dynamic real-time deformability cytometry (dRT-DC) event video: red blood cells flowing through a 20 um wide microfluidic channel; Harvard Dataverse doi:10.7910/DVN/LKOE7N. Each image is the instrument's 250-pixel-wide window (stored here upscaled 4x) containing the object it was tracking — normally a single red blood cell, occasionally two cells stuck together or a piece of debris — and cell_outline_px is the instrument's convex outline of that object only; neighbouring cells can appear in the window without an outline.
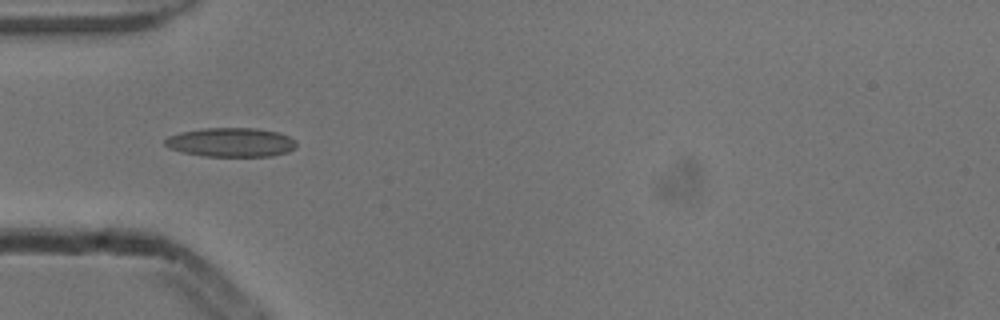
{"species": "common noctule bat (a hibernating species)", "species_latin": "Nyctalus noctula", "temperature_condition": "cold", "stored_images_in_passage": 6, "camera_frame_rate_fps": 3000, "um_per_image_px": 0.085, "animal": {"sex": "male", "body_mass_g": 13.3}, "frame": {"image": 1, "passage_image": 3, "time_ms": 0.667, "image_size_px": [1000, 320], "cell_outline_px": [[296, 148], [288, 152], [272, 156], [204, 156], [184, 152], [168, 148], [164, 144], [164, 140], [168, 136], [180, 132], [204, 128], [256, 128], [280, 132], [296, 140]], "centroid_in_image_um": [19.65, 12.09], "position_along_channel_um": 65.3, "area_um2": 22.43}}
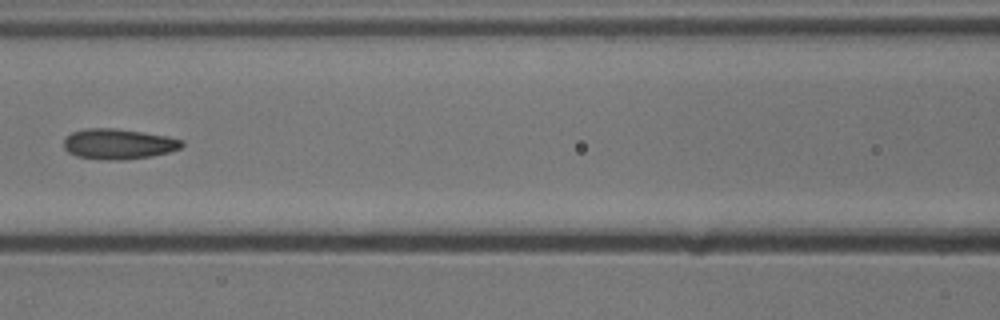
{"frame": {"image": 2, "passage_image": 5, "time_ms": 1.333, "image_size_px": [1000, 320], "cell_outline_px": [[184, 144], [180, 148], [168, 152], [152, 156], [120, 160], [104, 160], [76, 156], [68, 152], [64, 148], [64, 140], [72, 132], [84, 128], [116, 128], [168, 136], [184, 140]], "centroid_in_image_um": [10.07, 12.23], "position_along_channel_um": 156.5, "area_um2": 20.98}}
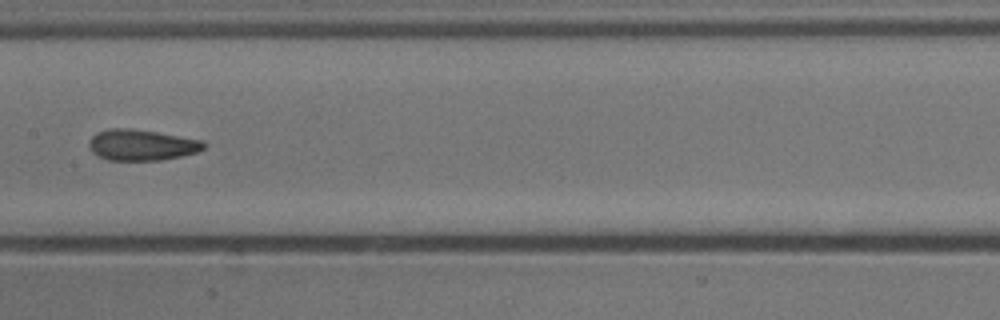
{"frame": {"image": 3, "passage_image": 6, "time_ms": 1.667, "image_size_px": [1000, 320], "cell_outline_px": [[204, 148], [196, 152], [180, 156], [160, 160], [108, 160], [96, 156], [92, 152], [88, 144], [88, 140], [96, 132], [108, 128], [132, 128], [204, 140]], "centroid_in_image_um": [11.98, 12.31], "position_along_channel_um": 195.4, "area_um2": 20.81}}